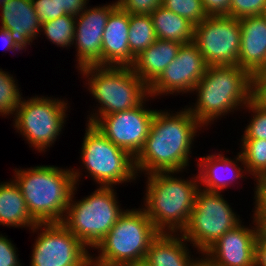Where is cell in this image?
I'll list each match as a JSON object with an SVG mask.
<instances>
[{
	"label": "cell",
	"instance_id": "obj_1",
	"mask_svg": "<svg viewBox=\"0 0 266 266\" xmlns=\"http://www.w3.org/2000/svg\"><path fill=\"white\" fill-rule=\"evenodd\" d=\"M198 127L201 124L186 108L172 115L156 111L146 142L135 158L136 172L144 170L148 175L186 168Z\"/></svg>",
	"mask_w": 266,
	"mask_h": 266
},
{
	"label": "cell",
	"instance_id": "obj_2",
	"mask_svg": "<svg viewBox=\"0 0 266 266\" xmlns=\"http://www.w3.org/2000/svg\"><path fill=\"white\" fill-rule=\"evenodd\" d=\"M15 172L31 217L37 223H61L80 172L44 165Z\"/></svg>",
	"mask_w": 266,
	"mask_h": 266
},
{
	"label": "cell",
	"instance_id": "obj_3",
	"mask_svg": "<svg viewBox=\"0 0 266 266\" xmlns=\"http://www.w3.org/2000/svg\"><path fill=\"white\" fill-rule=\"evenodd\" d=\"M195 90L197 103L187 109L203 126L251 101L252 75L239 65L207 66Z\"/></svg>",
	"mask_w": 266,
	"mask_h": 266
},
{
	"label": "cell",
	"instance_id": "obj_4",
	"mask_svg": "<svg viewBox=\"0 0 266 266\" xmlns=\"http://www.w3.org/2000/svg\"><path fill=\"white\" fill-rule=\"evenodd\" d=\"M176 172L148 174L145 213L159 232L180 233L186 227L194 208L199 177L194 180L174 178ZM170 174V175H169ZM197 180V181H196ZM167 227V228H166ZM166 228V229H165Z\"/></svg>",
	"mask_w": 266,
	"mask_h": 266
},
{
	"label": "cell",
	"instance_id": "obj_5",
	"mask_svg": "<svg viewBox=\"0 0 266 266\" xmlns=\"http://www.w3.org/2000/svg\"><path fill=\"white\" fill-rule=\"evenodd\" d=\"M79 70L83 76L91 75L88 78L89 90L101 104L97 111L100 115L93 113L89 117L90 124L94 125L104 115L138 107L149 97V87L131 67L91 65Z\"/></svg>",
	"mask_w": 266,
	"mask_h": 266
},
{
	"label": "cell",
	"instance_id": "obj_6",
	"mask_svg": "<svg viewBox=\"0 0 266 266\" xmlns=\"http://www.w3.org/2000/svg\"><path fill=\"white\" fill-rule=\"evenodd\" d=\"M115 225L95 247V261L106 266L144 262L152 240L160 233L143 209L124 210Z\"/></svg>",
	"mask_w": 266,
	"mask_h": 266
},
{
	"label": "cell",
	"instance_id": "obj_7",
	"mask_svg": "<svg viewBox=\"0 0 266 266\" xmlns=\"http://www.w3.org/2000/svg\"><path fill=\"white\" fill-rule=\"evenodd\" d=\"M113 187L100 186L76 203L70 197L62 224L86 247H96L124 213L116 201ZM74 202V203H73Z\"/></svg>",
	"mask_w": 266,
	"mask_h": 266
},
{
	"label": "cell",
	"instance_id": "obj_8",
	"mask_svg": "<svg viewBox=\"0 0 266 266\" xmlns=\"http://www.w3.org/2000/svg\"><path fill=\"white\" fill-rule=\"evenodd\" d=\"M82 143V163L102 187L130 181L136 176L135 158L117 147L93 124L88 123Z\"/></svg>",
	"mask_w": 266,
	"mask_h": 266
},
{
	"label": "cell",
	"instance_id": "obj_9",
	"mask_svg": "<svg viewBox=\"0 0 266 266\" xmlns=\"http://www.w3.org/2000/svg\"><path fill=\"white\" fill-rule=\"evenodd\" d=\"M196 193L194 208L181 236L204 253L219 238L240 223V219L220 192L201 190Z\"/></svg>",
	"mask_w": 266,
	"mask_h": 266
},
{
	"label": "cell",
	"instance_id": "obj_10",
	"mask_svg": "<svg viewBox=\"0 0 266 266\" xmlns=\"http://www.w3.org/2000/svg\"><path fill=\"white\" fill-rule=\"evenodd\" d=\"M67 103L58 99L35 97L21 100L15 113V128L40 151L50 147L64 126Z\"/></svg>",
	"mask_w": 266,
	"mask_h": 266
},
{
	"label": "cell",
	"instance_id": "obj_11",
	"mask_svg": "<svg viewBox=\"0 0 266 266\" xmlns=\"http://www.w3.org/2000/svg\"><path fill=\"white\" fill-rule=\"evenodd\" d=\"M193 43L208 66L238 65L241 48L239 19L227 15L207 16L194 26Z\"/></svg>",
	"mask_w": 266,
	"mask_h": 266
},
{
	"label": "cell",
	"instance_id": "obj_12",
	"mask_svg": "<svg viewBox=\"0 0 266 266\" xmlns=\"http://www.w3.org/2000/svg\"><path fill=\"white\" fill-rule=\"evenodd\" d=\"M31 266H83L92 256L62 223H39Z\"/></svg>",
	"mask_w": 266,
	"mask_h": 266
},
{
	"label": "cell",
	"instance_id": "obj_13",
	"mask_svg": "<svg viewBox=\"0 0 266 266\" xmlns=\"http://www.w3.org/2000/svg\"><path fill=\"white\" fill-rule=\"evenodd\" d=\"M156 110L138 107L102 116L94 126L117 147L136 158L142 150Z\"/></svg>",
	"mask_w": 266,
	"mask_h": 266
},
{
	"label": "cell",
	"instance_id": "obj_14",
	"mask_svg": "<svg viewBox=\"0 0 266 266\" xmlns=\"http://www.w3.org/2000/svg\"><path fill=\"white\" fill-rule=\"evenodd\" d=\"M207 64L193 43L182 44L176 58L149 86V96L193 91L204 76Z\"/></svg>",
	"mask_w": 266,
	"mask_h": 266
},
{
	"label": "cell",
	"instance_id": "obj_15",
	"mask_svg": "<svg viewBox=\"0 0 266 266\" xmlns=\"http://www.w3.org/2000/svg\"><path fill=\"white\" fill-rule=\"evenodd\" d=\"M118 6L114 4L84 9L76 20L74 40L77 48L78 68L102 66V36L110 13Z\"/></svg>",
	"mask_w": 266,
	"mask_h": 266
},
{
	"label": "cell",
	"instance_id": "obj_16",
	"mask_svg": "<svg viewBox=\"0 0 266 266\" xmlns=\"http://www.w3.org/2000/svg\"><path fill=\"white\" fill-rule=\"evenodd\" d=\"M256 227L241 226V222L219 238L204 254L212 266H256Z\"/></svg>",
	"mask_w": 266,
	"mask_h": 266
},
{
	"label": "cell",
	"instance_id": "obj_17",
	"mask_svg": "<svg viewBox=\"0 0 266 266\" xmlns=\"http://www.w3.org/2000/svg\"><path fill=\"white\" fill-rule=\"evenodd\" d=\"M129 23L130 14L119 6L108 16L102 36V66L133 65L135 57L131 54L128 44Z\"/></svg>",
	"mask_w": 266,
	"mask_h": 266
},
{
	"label": "cell",
	"instance_id": "obj_18",
	"mask_svg": "<svg viewBox=\"0 0 266 266\" xmlns=\"http://www.w3.org/2000/svg\"><path fill=\"white\" fill-rule=\"evenodd\" d=\"M241 48L238 65L251 75L266 69V23L261 15L239 19Z\"/></svg>",
	"mask_w": 266,
	"mask_h": 266
},
{
	"label": "cell",
	"instance_id": "obj_19",
	"mask_svg": "<svg viewBox=\"0 0 266 266\" xmlns=\"http://www.w3.org/2000/svg\"><path fill=\"white\" fill-rule=\"evenodd\" d=\"M2 28L10 31L15 45L25 49L41 31V23L31 0H9L1 7Z\"/></svg>",
	"mask_w": 266,
	"mask_h": 266
},
{
	"label": "cell",
	"instance_id": "obj_20",
	"mask_svg": "<svg viewBox=\"0 0 266 266\" xmlns=\"http://www.w3.org/2000/svg\"><path fill=\"white\" fill-rule=\"evenodd\" d=\"M181 43L158 39L135 57L133 72L149 87L176 58Z\"/></svg>",
	"mask_w": 266,
	"mask_h": 266
},
{
	"label": "cell",
	"instance_id": "obj_21",
	"mask_svg": "<svg viewBox=\"0 0 266 266\" xmlns=\"http://www.w3.org/2000/svg\"><path fill=\"white\" fill-rule=\"evenodd\" d=\"M186 239L160 232L151 242L144 263L148 266H195L199 260H193L184 242Z\"/></svg>",
	"mask_w": 266,
	"mask_h": 266
},
{
	"label": "cell",
	"instance_id": "obj_22",
	"mask_svg": "<svg viewBox=\"0 0 266 266\" xmlns=\"http://www.w3.org/2000/svg\"><path fill=\"white\" fill-rule=\"evenodd\" d=\"M12 227H30L35 231L39 228L28 212L25 199L15 180L0 183V225Z\"/></svg>",
	"mask_w": 266,
	"mask_h": 266
},
{
	"label": "cell",
	"instance_id": "obj_23",
	"mask_svg": "<svg viewBox=\"0 0 266 266\" xmlns=\"http://www.w3.org/2000/svg\"><path fill=\"white\" fill-rule=\"evenodd\" d=\"M219 156V157H218ZM200 164L198 169L199 172V182L201 181V184L203 183L205 185L204 190L212 191V192H219L226 188L228 184H231L230 180L233 181V179H238L239 177L242 178L241 175L242 169L240 167H237L234 161L231 159L225 158L223 155L218 154L217 156L214 155H208L207 157H202L200 159ZM225 169V170H224ZM228 169V170H227ZM230 174V178H225L226 175ZM226 172V173H225ZM229 180V182H228Z\"/></svg>",
	"mask_w": 266,
	"mask_h": 266
},
{
	"label": "cell",
	"instance_id": "obj_24",
	"mask_svg": "<svg viewBox=\"0 0 266 266\" xmlns=\"http://www.w3.org/2000/svg\"><path fill=\"white\" fill-rule=\"evenodd\" d=\"M156 37L162 40L188 44L194 39V24L164 6L150 14Z\"/></svg>",
	"mask_w": 266,
	"mask_h": 266
},
{
	"label": "cell",
	"instance_id": "obj_25",
	"mask_svg": "<svg viewBox=\"0 0 266 266\" xmlns=\"http://www.w3.org/2000/svg\"><path fill=\"white\" fill-rule=\"evenodd\" d=\"M128 34L130 52L134 57H137L157 40L150 15L130 14Z\"/></svg>",
	"mask_w": 266,
	"mask_h": 266
},
{
	"label": "cell",
	"instance_id": "obj_26",
	"mask_svg": "<svg viewBox=\"0 0 266 266\" xmlns=\"http://www.w3.org/2000/svg\"><path fill=\"white\" fill-rule=\"evenodd\" d=\"M242 142L237 161L256 179L266 176V139H242Z\"/></svg>",
	"mask_w": 266,
	"mask_h": 266
},
{
	"label": "cell",
	"instance_id": "obj_27",
	"mask_svg": "<svg viewBox=\"0 0 266 266\" xmlns=\"http://www.w3.org/2000/svg\"><path fill=\"white\" fill-rule=\"evenodd\" d=\"M76 18L72 15H64L57 19L41 24V30L53 44L60 47L73 45L75 35Z\"/></svg>",
	"mask_w": 266,
	"mask_h": 266
},
{
	"label": "cell",
	"instance_id": "obj_28",
	"mask_svg": "<svg viewBox=\"0 0 266 266\" xmlns=\"http://www.w3.org/2000/svg\"><path fill=\"white\" fill-rule=\"evenodd\" d=\"M10 74L0 69V115L15 113L21 103V94Z\"/></svg>",
	"mask_w": 266,
	"mask_h": 266
},
{
	"label": "cell",
	"instance_id": "obj_29",
	"mask_svg": "<svg viewBox=\"0 0 266 266\" xmlns=\"http://www.w3.org/2000/svg\"><path fill=\"white\" fill-rule=\"evenodd\" d=\"M162 6L194 25L200 24L208 16L202 0H163Z\"/></svg>",
	"mask_w": 266,
	"mask_h": 266
},
{
	"label": "cell",
	"instance_id": "obj_30",
	"mask_svg": "<svg viewBox=\"0 0 266 266\" xmlns=\"http://www.w3.org/2000/svg\"><path fill=\"white\" fill-rule=\"evenodd\" d=\"M255 113L253 119L244 131L243 139H266V108L252 100L246 105Z\"/></svg>",
	"mask_w": 266,
	"mask_h": 266
},
{
	"label": "cell",
	"instance_id": "obj_31",
	"mask_svg": "<svg viewBox=\"0 0 266 266\" xmlns=\"http://www.w3.org/2000/svg\"><path fill=\"white\" fill-rule=\"evenodd\" d=\"M266 9V0H231L229 16L243 18L246 16H258Z\"/></svg>",
	"mask_w": 266,
	"mask_h": 266
},
{
	"label": "cell",
	"instance_id": "obj_32",
	"mask_svg": "<svg viewBox=\"0 0 266 266\" xmlns=\"http://www.w3.org/2000/svg\"><path fill=\"white\" fill-rule=\"evenodd\" d=\"M37 17L42 24L46 21L57 19L67 15L65 10L60 9L59 0H31Z\"/></svg>",
	"mask_w": 266,
	"mask_h": 266
},
{
	"label": "cell",
	"instance_id": "obj_33",
	"mask_svg": "<svg viewBox=\"0 0 266 266\" xmlns=\"http://www.w3.org/2000/svg\"><path fill=\"white\" fill-rule=\"evenodd\" d=\"M163 0H118V6L132 15H150L159 6Z\"/></svg>",
	"mask_w": 266,
	"mask_h": 266
},
{
	"label": "cell",
	"instance_id": "obj_34",
	"mask_svg": "<svg viewBox=\"0 0 266 266\" xmlns=\"http://www.w3.org/2000/svg\"><path fill=\"white\" fill-rule=\"evenodd\" d=\"M251 100L257 105L266 108V69L252 74Z\"/></svg>",
	"mask_w": 266,
	"mask_h": 266
},
{
	"label": "cell",
	"instance_id": "obj_35",
	"mask_svg": "<svg viewBox=\"0 0 266 266\" xmlns=\"http://www.w3.org/2000/svg\"><path fill=\"white\" fill-rule=\"evenodd\" d=\"M12 242L0 235V266H21Z\"/></svg>",
	"mask_w": 266,
	"mask_h": 266
},
{
	"label": "cell",
	"instance_id": "obj_36",
	"mask_svg": "<svg viewBox=\"0 0 266 266\" xmlns=\"http://www.w3.org/2000/svg\"><path fill=\"white\" fill-rule=\"evenodd\" d=\"M231 0H202L208 16H229Z\"/></svg>",
	"mask_w": 266,
	"mask_h": 266
},
{
	"label": "cell",
	"instance_id": "obj_37",
	"mask_svg": "<svg viewBox=\"0 0 266 266\" xmlns=\"http://www.w3.org/2000/svg\"><path fill=\"white\" fill-rule=\"evenodd\" d=\"M255 214H266V176L256 179Z\"/></svg>",
	"mask_w": 266,
	"mask_h": 266
},
{
	"label": "cell",
	"instance_id": "obj_38",
	"mask_svg": "<svg viewBox=\"0 0 266 266\" xmlns=\"http://www.w3.org/2000/svg\"><path fill=\"white\" fill-rule=\"evenodd\" d=\"M256 266H266V232L259 226L256 232Z\"/></svg>",
	"mask_w": 266,
	"mask_h": 266
},
{
	"label": "cell",
	"instance_id": "obj_39",
	"mask_svg": "<svg viewBox=\"0 0 266 266\" xmlns=\"http://www.w3.org/2000/svg\"><path fill=\"white\" fill-rule=\"evenodd\" d=\"M88 0H59L60 9L65 10L68 15L75 16L76 19L84 11Z\"/></svg>",
	"mask_w": 266,
	"mask_h": 266
},
{
	"label": "cell",
	"instance_id": "obj_40",
	"mask_svg": "<svg viewBox=\"0 0 266 266\" xmlns=\"http://www.w3.org/2000/svg\"><path fill=\"white\" fill-rule=\"evenodd\" d=\"M0 41L3 42L2 45L9 50H20L14 43L11 37L10 31L1 27L0 29Z\"/></svg>",
	"mask_w": 266,
	"mask_h": 266
},
{
	"label": "cell",
	"instance_id": "obj_41",
	"mask_svg": "<svg viewBox=\"0 0 266 266\" xmlns=\"http://www.w3.org/2000/svg\"><path fill=\"white\" fill-rule=\"evenodd\" d=\"M259 226L266 232V214H254Z\"/></svg>",
	"mask_w": 266,
	"mask_h": 266
},
{
	"label": "cell",
	"instance_id": "obj_42",
	"mask_svg": "<svg viewBox=\"0 0 266 266\" xmlns=\"http://www.w3.org/2000/svg\"><path fill=\"white\" fill-rule=\"evenodd\" d=\"M83 266H106V265L96 262L94 258L92 259L91 257Z\"/></svg>",
	"mask_w": 266,
	"mask_h": 266
},
{
	"label": "cell",
	"instance_id": "obj_43",
	"mask_svg": "<svg viewBox=\"0 0 266 266\" xmlns=\"http://www.w3.org/2000/svg\"><path fill=\"white\" fill-rule=\"evenodd\" d=\"M195 266H212V265H210V264L205 260V258H204V259L201 258V260L198 261L197 264H196Z\"/></svg>",
	"mask_w": 266,
	"mask_h": 266
},
{
	"label": "cell",
	"instance_id": "obj_44",
	"mask_svg": "<svg viewBox=\"0 0 266 266\" xmlns=\"http://www.w3.org/2000/svg\"><path fill=\"white\" fill-rule=\"evenodd\" d=\"M126 266H148V265L144 262H140V263H132Z\"/></svg>",
	"mask_w": 266,
	"mask_h": 266
},
{
	"label": "cell",
	"instance_id": "obj_45",
	"mask_svg": "<svg viewBox=\"0 0 266 266\" xmlns=\"http://www.w3.org/2000/svg\"><path fill=\"white\" fill-rule=\"evenodd\" d=\"M261 16L265 20V23H266V9L263 11V13L261 14Z\"/></svg>",
	"mask_w": 266,
	"mask_h": 266
},
{
	"label": "cell",
	"instance_id": "obj_46",
	"mask_svg": "<svg viewBox=\"0 0 266 266\" xmlns=\"http://www.w3.org/2000/svg\"><path fill=\"white\" fill-rule=\"evenodd\" d=\"M7 1H9V0H0V5H1V7H2Z\"/></svg>",
	"mask_w": 266,
	"mask_h": 266
}]
</instances>
